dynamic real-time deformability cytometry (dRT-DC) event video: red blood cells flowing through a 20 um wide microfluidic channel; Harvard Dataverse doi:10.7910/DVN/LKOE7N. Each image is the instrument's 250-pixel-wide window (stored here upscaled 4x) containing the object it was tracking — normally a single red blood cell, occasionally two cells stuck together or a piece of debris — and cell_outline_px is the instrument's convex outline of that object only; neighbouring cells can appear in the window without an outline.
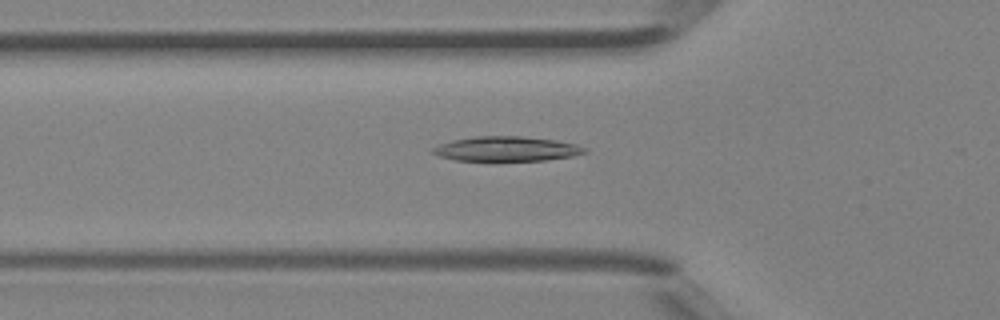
{"species": "Egyptian fruit bat (a non-hibernating species)", "species_latin": "Rousettus aegyptiacus", "temperature_condition": "room temperature", "stored_images_in_passage": 45, "camera_frame_rate_fps": 3000, "um_per_image_px": 0.085, "animal": {"sex": "female"}, "frame": {"image": 1, "passage_image": 15, "time_ms": 4.667, "image_size_px": [1000, 320], "cell_outline_px": [[588, 152], [572, 156], [544, 160], [456, 160], [440, 156], [432, 152], [432, 148], [440, 144], [456, 140], [476, 136], [520, 136], [556, 140], [576, 144], [588, 148]], "centroid_in_image_um": [43.12, 12.65], "position_along_channel_um": 82.7, "area_um2": 21.56}}
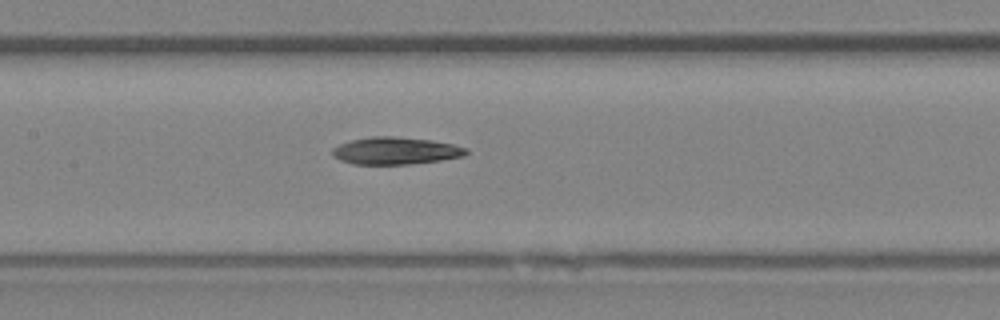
{"frame": {"image": 2, "passage_image": 21, "time_ms": 6.667, "image_size_px": [1000, 320], "cell_outline_px": [[468, 152], [464, 156], [440, 160], [408, 164], [352, 164], [340, 160], [332, 152], [332, 148], [340, 144], [352, 140], [372, 136], [392, 136], [432, 140], [452, 144], [468, 148]], "centroid_in_image_um": [33.64, 12.81], "position_along_channel_um": 173.8, "area_um2": 21.1}}
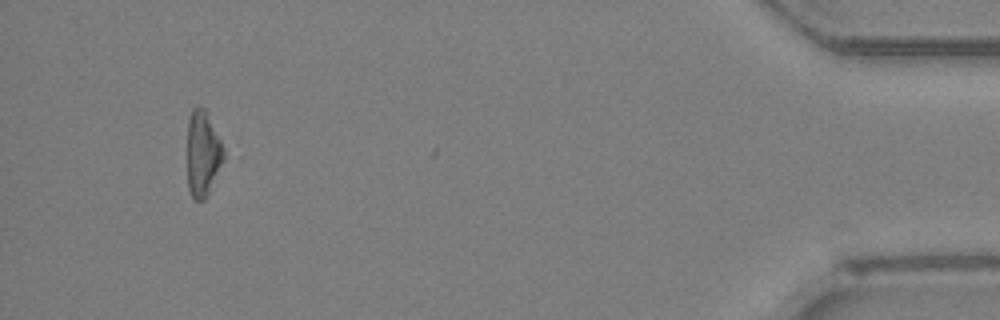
{"frame": {"image": 3, "passage_image": 42, "time_ms": 13.667, "image_size_px": [1000, 320], "cell_outline_px": [[224, 160], [208, 196], [204, 200], [192, 200], [188, 192], [188, 120], [192, 108], [204, 108], [220, 140], [224, 152]], "centroid_in_image_um": [17.23, 13.15], "position_along_channel_um": 418.0, "area_um2": 18.09}, "authors_computed_cell_mechanics": {"area_um2": 21.7906, "velocity_mm_per_s": 4.5478, "shape_relaxation_time_tau1_ms": 3.4085, "shape_relaxation_time_tau2_ms": null, "deformation_change_tau1": 0.1255, "deformation_change_tau2": null}}